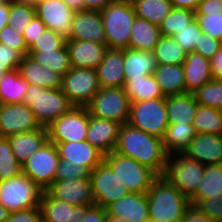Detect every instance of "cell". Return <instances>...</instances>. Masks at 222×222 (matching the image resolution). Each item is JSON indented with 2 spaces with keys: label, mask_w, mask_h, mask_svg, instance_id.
Instances as JSON below:
<instances>
[{
  "label": "cell",
  "mask_w": 222,
  "mask_h": 222,
  "mask_svg": "<svg viewBox=\"0 0 222 222\" xmlns=\"http://www.w3.org/2000/svg\"><path fill=\"white\" fill-rule=\"evenodd\" d=\"M157 67L154 52L124 49V79L132 81L142 76L152 75Z\"/></svg>",
  "instance_id": "29"
},
{
  "label": "cell",
  "mask_w": 222,
  "mask_h": 222,
  "mask_svg": "<svg viewBox=\"0 0 222 222\" xmlns=\"http://www.w3.org/2000/svg\"><path fill=\"white\" fill-rule=\"evenodd\" d=\"M90 115L119 124L129 120L130 100L124 87L100 88L86 106Z\"/></svg>",
  "instance_id": "9"
},
{
  "label": "cell",
  "mask_w": 222,
  "mask_h": 222,
  "mask_svg": "<svg viewBox=\"0 0 222 222\" xmlns=\"http://www.w3.org/2000/svg\"><path fill=\"white\" fill-rule=\"evenodd\" d=\"M72 67L96 69L103 60L107 45L86 40H66Z\"/></svg>",
  "instance_id": "23"
},
{
  "label": "cell",
  "mask_w": 222,
  "mask_h": 222,
  "mask_svg": "<svg viewBox=\"0 0 222 222\" xmlns=\"http://www.w3.org/2000/svg\"><path fill=\"white\" fill-rule=\"evenodd\" d=\"M196 206L215 222H222V194L220 198L204 199Z\"/></svg>",
  "instance_id": "50"
},
{
  "label": "cell",
  "mask_w": 222,
  "mask_h": 222,
  "mask_svg": "<svg viewBox=\"0 0 222 222\" xmlns=\"http://www.w3.org/2000/svg\"><path fill=\"white\" fill-rule=\"evenodd\" d=\"M187 93H194L213 79L210 60L201 54L189 52L183 64Z\"/></svg>",
  "instance_id": "26"
},
{
  "label": "cell",
  "mask_w": 222,
  "mask_h": 222,
  "mask_svg": "<svg viewBox=\"0 0 222 222\" xmlns=\"http://www.w3.org/2000/svg\"><path fill=\"white\" fill-rule=\"evenodd\" d=\"M42 222H81L91 206H73L43 191L40 200Z\"/></svg>",
  "instance_id": "22"
},
{
  "label": "cell",
  "mask_w": 222,
  "mask_h": 222,
  "mask_svg": "<svg viewBox=\"0 0 222 222\" xmlns=\"http://www.w3.org/2000/svg\"><path fill=\"white\" fill-rule=\"evenodd\" d=\"M222 42L202 33L199 45L195 46V53L201 54L204 58L211 60L217 53Z\"/></svg>",
  "instance_id": "51"
},
{
  "label": "cell",
  "mask_w": 222,
  "mask_h": 222,
  "mask_svg": "<svg viewBox=\"0 0 222 222\" xmlns=\"http://www.w3.org/2000/svg\"><path fill=\"white\" fill-rule=\"evenodd\" d=\"M6 222H42L40 208H30L9 214Z\"/></svg>",
  "instance_id": "53"
},
{
  "label": "cell",
  "mask_w": 222,
  "mask_h": 222,
  "mask_svg": "<svg viewBox=\"0 0 222 222\" xmlns=\"http://www.w3.org/2000/svg\"><path fill=\"white\" fill-rule=\"evenodd\" d=\"M121 124L89 113V126L86 141L97 148L104 155L114 151Z\"/></svg>",
  "instance_id": "19"
},
{
  "label": "cell",
  "mask_w": 222,
  "mask_h": 222,
  "mask_svg": "<svg viewBox=\"0 0 222 222\" xmlns=\"http://www.w3.org/2000/svg\"><path fill=\"white\" fill-rule=\"evenodd\" d=\"M111 2L112 0H83V10L101 11Z\"/></svg>",
  "instance_id": "57"
},
{
  "label": "cell",
  "mask_w": 222,
  "mask_h": 222,
  "mask_svg": "<svg viewBox=\"0 0 222 222\" xmlns=\"http://www.w3.org/2000/svg\"><path fill=\"white\" fill-rule=\"evenodd\" d=\"M90 178L92 193L97 206L106 208L129 193L104 161L90 172Z\"/></svg>",
  "instance_id": "13"
},
{
  "label": "cell",
  "mask_w": 222,
  "mask_h": 222,
  "mask_svg": "<svg viewBox=\"0 0 222 222\" xmlns=\"http://www.w3.org/2000/svg\"><path fill=\"white\" fill-rule=\"evenodd\" d=\"M66 40H86L106 44L104 25L100 11H75L70 34Z\"/></svg>",
  "instance_id": "17"
},
{
  "label": "cell",
  "mask_w": 222,
  "mask_h": 222,
  "mask_svg": "<svg viewBox=\"0 0 222 222\" xmlns=\"http://www.w3.org/2000/svg\"><path fill=\"white\" fill-rule=\"evenodd\" d=\"M10 212L0 204V222H6L8 220Z\"/></svg>",
  "instance_id": "61"
},
{
  "label": "cell",
  "mask_w": 222,
  "mask_h": 222,
  "mask_svg": "<svg viewBox=\"0 0 222 222\" xmlns=\"http://www.w3.org/2000/svg\"><path fill=\"white\" fill-rule=\"evenodd\" d=\"M22 103L30 107L36 120L45 128L74 107L61 88H44L34 84H29Z\"/></svg>",
  "instance_id": "3"
},
{
  "label": "cell",
  "mask_w": 222,
  "mask_h": 222,
  "mask_svg": "<svg viewBox=\"0 0 222 222\" xmlns=\"http://www.w3.org/2000/svg\"><path fill=\"white\" fill-rule=\"evenodd\" d=\"M61 89L74 106L86 107L100 90L96 69L72 67L62 77Z\"/></svg>",
  "instance_id": "10"
},
{
  "label": "cell",
  "mask_w": 222,
  "mask_h": 222,
  "mask_svg": "<svg viewBox=\"0 0 222 222\" xmlns=\"http://www.w3.org/2000/svg\"><path fill=\"white\" fill-rule=\"evenodd\" d=\"M143 222H153L151 219L145 220Z\"/></svg>",
  "instance_id": "68"
},
{
  "label": "cell",
  "mask_w": 222,
  "mask_h": 222,
  "mask_svg": "<svg viewBox=\"0 0 222 222\" xmlns=\"http://www.w3.org/2000/svg\"><path fill=\"white\" fill-rule=\"evenodd\" d=\"M7 73V72H0V82H1V79L3 78V75Z\"/></svg>",
  "instance_id": "66"
},
{
  "label": "cell",
  "mask_w": 222,
  "mask_h": 222,
  "mask_svg": "<svg viewBox=\"0 0 222 222\" xmlns=\"http://www.w3.org/2000/svg\"><path fill=\"white\" fill-rule=\"evenodd\" d=\"M17 162L22 166L47 140L48 130L41 127L38 130L24 132L7 137Z\"/></svg>",
  "instance_id": "28"
},
{
  "label": "cell",
  "mask_w": 222,
  "mask_h": 222,
  "mask_svg": "<svg viewBox=\"0 0 222 222\" xmlns=\"http://www.w3.org/2000/svg\"><path fill=\"white\" fill-rule=\"evenodd\" d=\"M43 191L21 172L18 176L0 181V204L10 213L40 208Z\"/></svg>",
  "instance_id": "6"
},
{
  "label": "cell",
  "mask_w": 222,
  "mask_h": 222,
  "mask_svg": "<svg viewBox=\"0 0 222 222\" xmlns=\"http://www.w3.org/2000/svg\"><path fill=\"white\" fill-rule=\"evenodd\" d=\"M222 194V165H206L196 192L189 198L190 204L196 206L207 198H220Z\"/></svg>",
  "instance_id": "33"
},
{
  "label": "cell",
  "mask_w": 222,
  "mask_h": 222,
  "mask_svg": "<svg viewBox=\"0 0 222 222\" xmlns=\"http://www.w3.org/2000/svg\"><path fill=\"white\" fill-rule=\"evenodd\" d=\"M6 2H10V0H0V4H5Z\"/></svg>",
  "instance_id": "65"
},
{
  "label": "cell",
  "mask_w": 222,
  "mask_h": 222,
  "mask_svg": "<svg viewBox=\"0 0 222 222\" xmlns=\"http://www.w3.org/2000/svg\"><path fill=\"white\" fill-rule=\"evenodd\" d=\"M37 63L43 67L56 72L62 77L72 68L69 53L64 44L59 50L28 52Z\"/></svg>",
  "instance_id": "38"
},
{
  "label": "cell",
  "mask_w": 222,
  "mask_h": 222,
  "mask_svg": "<svg viewBox=\"0 0 222 222\" xmlns=\"http://www.w3.org/2000/svg\"><path fill=\"white\" fill-rule=\"evenodd\" d=\"M112 1H115V2H130V3H132L134 0H112Z\"/></svg>",
  "instance_id": "64"
},
{
  "label": "cell",
  "mask_w": 222,
  "mask_h": 222,
  "mask_svg": "<svg viewBox=\"0 0 222 222\" xmlns=\"http://www.w3.org/2000/svg\"><path fill=\"white\" fill-rule=\"evenodd\" d=\"M22 55L4 43H0V72H9L19 68Z\"/></svg>",
  "instance_id": "49"
},
{
  "label": "cell",
  "mask_w": 222,
  "mask_h": 222,
  "mask_svg": "<svg viewBox=\"0 0 222 222\" xmlns=\"http://www.w3.org/2000/svg\"><path fill=\"white\" fill-rule=\"evenodd\" d=\"M173 7L196 11L201 0H169Z\"/></svg>",
  "instance_id": "58"
},
{
  "label": "cell",
  "mask_w": 222,
  "mask_h": 222,
  "mask_svg": "<svg viewBox=\"0 0 222 222\" xmlns=\"http://www.w3.org/2000/svg\"><path fill=\"white\" fill-rule=\"evenodd\" d=\"M60 157L54 143L47 140L21 166L22 173L27 175L41 189L46 190L55 178Z\"/></svg>",
  "instance_id": "11"
},
{
  "label": "cell",
  "mask_w": 222,
  "mask_h": 222,
  "mask_svg": "<svg viewBox=\"0 0 222 222\" xmlns=\"http://www.w3.org/2000/svg\"><path fill=\"white\" fill-rule=\"evenodd\" d=\"M206 165H222V135L196 134L183 153Z\"/></svg>",
  "instance_id": "20"
},
{
  "label": "cell",
  "mask_w": 222,
  "mask_h": 222,
  "mask_svg": "<svg viewBox=\"0 0 222 222\" xmlns=\"http://www.w3.org/2000/svg\"><path fill=\"white\" fill-rule=\"evenodd\" d=\"M170 222H184V219H180L178 221H170Z\"/></svg>",
  "instance_id": "67"
},
{
  "label": "cell",
  "mask_w": 222,
  "mask_h": 222,
  "mask_svg": "<svg viewBox=\"0 0 222 222\" xmlns=\"http://www.w3.org/2000/svg\"><path fill=\"white\" fill-rule=\"evenodd\" d=\"M210 66L213 79L222 80V44L210 60Z\"/></svg>",
  "instance_id": "56"
},
{
  "label": "cell",
  "mask_w": 222,
  "mask_h": 222,
  "mask_svg": "<svg viewBox=\"0 0 222 222\" xmlns=\"http://www.w3.org/2000/svg\"><path fill=\"white\" fill-rule=\"evenodd\" d=\"M202 30L197 22L194 19L186 27L180 30L173 37L176 42L185 50L187 53L194 52L195 46L199 45L201 38Z\"/></svg>",
  "instance_id": "45"
},
{
  "label": "cell",
  "mask_w": 222,
  "mask_h": 222,
  "mask_svg": "<svg viewBox=\"0 0 222 222\" xmlns=\"http://www.w3.org/2000/svg\"><path fill=\"white\" fill-rule=\"evenodd\" d=\"M107 214L128 222H143L149 219L148 194L129 192L106 207Z\"/></svg>",
  "instance_id": "21"
},
{
  "label": "cell",
  "mask_w": 222,
  "mask_h": 222,
  "mask_svg": "<svg viewBox=\"0 0 222 222\" xmlns=\"http://www.w3.org/2000/svg\"><path fill=\"white\" fill-rule=\"evenodd\" d=\"M18 69L20 75L26 79L29 84L53 89H58L62 86L61 75L43 67L29 55L22 56Z\"/></svg>",
  "instance_id": "27"
},
{
  "label": "cell",
  "mask_w": 222,
  "mask_h": 222,
  "mask_svg": "<svg viewBox=\"0 0 222 222\" xmlns=\"http://www.w3.org/2000/svg\"><path fill=\"white\" fill-rule=\"evenodd\" d=\"M65 42L66 39L62 35L46 28L28 49V52L59 50Z\"/></svg>",
  "instance_id": "46"
},
{
  "label": "cell",
  "mask_w": 222,
  "mask_h": 222,
  "mask_svg": "<svg viewBox=\"0 0 222 222\" xmlns=\"http://www.w3.org/2000/svg\"><path fill=\"white\" fill-rule=\"evenodd\" d=\"M132 4L137 17L158 26L173 8L169 0H134Z\"/></svg>",
  "instance_id": "39"
},
{
  "label": "cell",
  "mask_w": 222,
  "mask_h": 222,
  "mask_svg": "<svg viewBox=\"0 0 222 222\" xmlns=\"http://www.w3.org/2000/svg\"><path fill=\"white\" fill-rule=\"evenodd\" d=\"M192 94L198 104L222 111V80L212 79Z\"/></svg>",
  "instance_id": "42"
},
{
  "label": "cell",
  "mask_w": 222,
  "mask_h": 222,
  "mask_svg": "<svg viewBox=\"0 0 222 222\" xmlns=\"http://www.w3.org/2000/svg\"><path fill=\"white\" fill-rule=\"evenodd\" d=\"M0 43H4L17 50L22 56L28 54V48L24 41V36L21 31L12 28L10 25L3 27L0 30Z\"/></svg>",
  "instance_id": "47"
},
{
  "label": "cell",
  "mask_w": 222,
  "mask_h": 222,
  "mask_svg": "<svg viewBox=\"0 0 222 222\" xmlns=\"http://www.w3.org/2000/svg\"><path fill=\"white\" fill-rule=\"evenodd\" d=\"M72 10H83V0H63Z\"/></svg>",
  "instance_id": "60"
},
{
  "label": "cell",
  "mask_w": 222,
  "mask_h": 222,
  "mask_svg": "<svg viewBox=\"0 0 222 222\" xmlns=\"http://www.w3.org/2000/svg\"><path fill=\"white\" fill-rule=\"evenodd\" d=\"M41 127L26 104H0V137L30 132Z\"/></svg>",
  "instance_id": "14"
},
{
  "label": "cell",
  "mask_w": 222,
  "mask_h": 222,
  "mask_svg": "<svg viewBox=\"0 0 222 222\" xmlns=\"http://www.w3.org/2000/svg\"><path fill=\"white\" fill-rule=\"evenodd\" d=\"M192 125L197 134L222 135V111L198 104Z\"/></svg>",
  "instance_id": "37"
},
{
  "label": "cell",
  "mask_w": 222,
  "mask_h": 222,
  "mask_svg": "<svg viewBox=\"0 0 222 222\" xmlns=\"http://www.w3.org/2000/svg\"><path fill=\"white\" fill-rule=\"evenodd\" d=\"M197 132L192 124H169L162 138L167 155L184 153Z\"/></svg>",
  "instance_id": "34"
},
{
  "label": "cell",
  "mask_w": 222,
  "mask_h": 222,
  "mask_svg": "<svg viewBox=\"0 0 222 222\" xmlns=\"http://www.w3.org/2000/svg\"><path fill=\"white\" fill-rule=\"evenodd\" d=\"M161 36L158 25L136 16L130 30L129 48L153 52Z\"/></svg>",
  "instance_id": "32"
},
{
  "label": "cell",
  "mask_w": 222,
  "mask_h": 222,
  "mask_svg": "<svg viewBox=\"0 0 222 222\" xmlns=\"http://www.w3.org/2000/svg\"><path fill=\"white\" fill-rule=\"evenodd\" d=\"M195 19V11L173 7L159 25L161 35L174 36Z\"/></svg>",
  "instance_id": "41"
},
{
  "label": "cell",
  "mask_w": 222,
  "mask_h": 222,
  "mask_svg": "<svg viewBox=\"0 0 222 222\" xmlns=\"http://www.w3.org/2000/svg\"><path fill=\"white\" fill-rule=\"evenodd\" d=\"M35 11L47 29H52L65 39L69 36L75 11L63 0H42L35 6Z\"/></svg>",
  "instance_id": "16"
},
{
  "label": "cell",
  "mask_w": 222,
  "mask_h": 222,
  "mask_svg": "<svg viewBox=\"0 0 222 222\" xmlns=\"http://www.w3.org/2000/svg\"><path fill=\"white\" fill-rule=\"evenodd\" d=\"M152 75L164 96L186 93L183 64H157Z\"/></svg>",
  "instance_id": "30"
},
{
  "label": "cell",
  "mask_w": 222,
  "mask_h": 222,
  "mask_svg": "<svg viewBox=\"0 0 222 222\" xmlns=\"http://www.w3.org/2000/svg\"><path fill=\"white\" fill-rule=\"evenodd\" d=\"M50 197L67 202L73 206H93L91 178L54 181L46 190Z\"/></svg>",
  "instance_id": "15"
},
{
  "label": "cell",
  "mask_w": 222,
  "mask_h": 222,
  "mask_svg": "<svg viewBox=\"0 0 222 222\" xmlns=\"http://www.w3.org/2000/svg\"><path fill=\"white\" fill-rule=\"evenodd\" d=\"M157 64H184L185 51L172 36H161L154 49Z\"/></svg>",
  "instance_id": "40"
},
{
  "label": "cell",
  "mask_w": 222,
  "mask_h": 222,
  "mask_svg": "<svg viewBox=\"0 0 222 222\" xmlns=\"http://www.w3.org/2000/svg\"><path fill=\"white\" fill-rule=\"evenodd\" d=\"M22 172L7 137H0V181L18 176Z\"/></svg>",
  "instance_id": "44"
},
{
  "label": "cell",
  "mask_w": 222,
  "mask_h": 222,
  "mask_svg": "<svg viewBox=\"0 0 222 222\" xmlns=\"http://www.w3.org/2000/svg\"><path fill=\"white\" fill-rule=\"evenodd\" d=\"M106 208L93 205L87 211L81 222H105Z\"/></svg>",
  "instance_id": "55"
},
{
  "label": "cell",
  "mask_w": 222,
  "mask_h": 222,
  "mask_svg": "<svg viewBox=\"0 0 222 222\" xmlns=\"http://www.w3.org/2000/svg\"><path fill=\"white\" fill-rule=\"evenodd\" d=\"M28 86L19 69L5 73L0 82V104L22 103Z\"/></svg>",
  "instance_id": "35"
},
{
  "label": "cell",
  "mask_w": 222,
  "mask_h": 222,
  "mask_svg": "<svg viewBox=\"0 0 222 222\" xmlns=\"http://www.w3.org/2000/svg\"><path fill=\"white\" fill-rule=\"evenodd\" d=\"M184 222H215L206 216L197 206L190 205L185 212Z\"/></svg>",
  "instance_id": "54"
},
{
  "label": "cell",
  "mask_w": 222,
  "mask_h": 222,
  "mask_svg": "<svg viewBox=\"0 0 222 222\" xmlns=\"http://www.w3.org/2000/svg\"><path fill=\"white\" fill-rule=\"evenodd\" d=\"M168 123L192 124L198 103L192 93L165 96Z\"/></svg>",
  "instance_id": "31"
},
{
  "label": "cell",
  "mask_w": 222,
  "mask_h": 222,
  "mask_svg": "<svg viewBox=\"0 0 222 222\" xmlns=\"http://www.w3.org/2000/svg\"><path fill=\"white\" fill-rule=\"evenodd\" d=\"M89 126L87 107L74 106L47 127L50 142H76L86 140Z\"/></svg>",
  "instance_id": "12"
},
{
  "label": "cell",
  "mask_w": 222,
  "mask_h": 222,
  "mask_svg": "<svg viewBox=\"0 0 222 222\" xmlns=\"http://www.w3.org/2000/svg\"><path fill=\"white\" fill-rule=\"evenodd\" d=\"M87 177H90V171L86 167L73 166L70 162L60 159L54 181L82 179Z\"/></svg>",
  "instance_id": "48"
},
{
  "label": "cell",
  "mask_w": 222,
  "mask_h": 222,
  "mask_svg": "<svg viewBox=\"0 0 222 222\" xmlns=\"http://www.w3.org/2000/svg\"><path fill=\"white\" fill-rule=\"evenodd\" d=\"M59 157L73 166L86 167L90 172L104 161V154L86 140L76 142H52Z\"/></svg>",
  "instance_id": "18"
},
{
  "label": "cell",
  "mask_w": 222,
  "mask_h": 222,
  "mask_svg": "<svg viewBox=\"0 0 222 222\" xmlns=\"http://www.w3.org/2000/svg\"><path fill=\"white\" fill-rule=\"evenodd\" d=\"M105 222H128L125 219L106 214Z\"/></svg>",
  "instance_id": "62"
},
{
  "label": "cell",
  "mask_w": 222,
  "mask_h": 222,
  "mask_svg": "<svg viewBox=\"0 0 222 222\" xmlns=\"http://www.w3.org/2000/svg\"><path fill=\"white\" fill-rule=\"evenodd\" d=\"M9 2L0 4V30L8 25Z\"/></svg>",
  "instance_id": "59"
},
{
  "label": "cell",
  "mask_w": 222,
  "mask_h": 222,
  "mask_svg": "<svg viewBox=\"0 0 222 222\" xmlns=\"http://www.w3.org/2000/svg\"><path fill=\"white\" fill-rule=\"evenodd\" d=\"M124 90L130 102L165 98L153 75L124 81Z\"/></svg>",
  "instance_id": "36"
},
{
  "label": "cell",
  "mask_w": 222,
  "mask_h": 222,
  "mask_svg": "<svg viewBox=\"0 0 222 222\" xmlns=\"http://www.w3.org/2000/svg\"><path fill=\"white\" fill-rule=\"evenodd\" d=\"M109 49L129 48L130 30L136 17L130 2L112 1L100 11Z\"/></svg>",
  "instance_id": "4"
},
{
  "label": "cell",
  "mask_w": 222,
  "mask_h": 222,
  "mask_svg": "<svg viewBox=\"0 0 222 222\" xmlns=\"http://www.w3.org/2000/svg\"><path fill=\"white\" fill-rule=\"evenodd\" d=\"M205 166L183 153L167 156L164 177L175 185L188 199L196 192Z\"/></svg>",
  "instance_id": "8"
},
{
  "label": "cell",
  "mask_w": 222,
  "mask_h": 222,
  "mask_svg": "<svg viewBox=\"0 0 222 222\" xmlns=\"http://www.w3.org/2000/svg\"><path fill=\"white\" fill-rule=\"evenodd\" d=\"M35 15L34 6L10 0L8 25L12 28L21 31L23 34Z\"/></svg>",
  "instance_id": "43"
},
{
  "label": "cell",
  "mask_w": 222,
  "mask_h": 222,
  "mask_svg": "<svg viewBox=\"0 0 222 222\" xmlns=\"http://www.w3.org/2000/svg\"><path fill=\"white\" fill-rule=\"evenodd\" d=\"M127 123L162 139L169 125L165 98L130 102Z\"/></svg>",
  "instance_id": "7"
},
{
  "label": "cell",
  "mask_w": 222,
  "mask_h": 222,
  "mask_svg": "<svg viewBox=\"0 0 222 222\" xmlns=\"http://www.w3.org/2000/svg\"><path fill=\"white\" fill-rule=\"evenodd\" d=\"M45 29L46 25L37 15H35L23 33L24 41L28 49Z\"/></svg>",
  "instance_id": "52"
},
{
  "label": "cell",
  "mask_w": 222,
  "mask_h": 222,
  "mask_svg": "<svg viewBox=\"0 0 222 222\" xmlns=\"http://www.w3.org/2000/svg\"><path fill=\"white\" fill-rule=\"evenodd\" d=\"M202 32L222 42V1L201 0L195 11Z\"/></svg>",
  "instance_id": "25"
},
{
  "label": "cell",
  "mask_w": 222,
  "mask_h": 222,
  "mask_svg": "<svg viewBox=\"0 0 222 222\" xmlns=\"http://www.w3.org/2000/svg\"><path fill=\"white\" fill-rule=\"evenodd\" d=\"M19 3H25L27 5L36 6L38 3H40L42 0H12Z\"/></svg>",
  "instance_id": "63"
},
{
  "label": "cell",
  "mask_w": 222,
  "mask_h": 222,
  "mask_svg": "<svg viewBox=\"0 0 222 222\" xmlns=\"http://www.w3.org/2000/svg\"><path fill=\"white\" fill-rule=\"evenodd\" d=\"M104 162L129 192L147 193L152 183L159 177L154 171L141 165L135 159L115 151L104 155Z\"/></svg>",
  "instance_id": "5"
},
{
  "label": "cell",
  "mask_w": 222,
  "mask_h": 222,
  "mask_svg": "<svg viewBox=\"0 0 222 222\" xmlns=\"http://www.w3.org/2000/svg\"><path fill=\"white\" fill-rule=\"evenodd\" d=\"M149 219L153 222L178 221L191 205L189 199L164 176H159L148 192Z\"/></svg>",
  "instance_id": "2"
},
{
  "label": "cell",
  "mask_w": 222,
  "mask_h": 222,
  "mask_svg": "<svg viewBox=\"0 0 222 222\" xmlns=\"http://www.w3.org/2000/svg\"><path fill=\"white\" fill-rule=\"evenodd\" d=\"M114 151L135 159L158 176L164 175L168 155L162 139L157 136L134 128L128 123L122 124Z\"/></svg>",
  "instance_id": "1"
},
{
  "label": "cell",
  "mask_w": 222,
  "mask_h": 222,
  "mask_svg": "<svg viewBox=\"0 0 222 222\" xmlns=\"http://www.w3.org/2000/svg\"><path fill=\"white\" fill-rule=\"evenodd\" d=\"M100 88L124 87V49H107L96 68Z\"/></svg>",
  "instance_id": "24"
}]
</instances>
